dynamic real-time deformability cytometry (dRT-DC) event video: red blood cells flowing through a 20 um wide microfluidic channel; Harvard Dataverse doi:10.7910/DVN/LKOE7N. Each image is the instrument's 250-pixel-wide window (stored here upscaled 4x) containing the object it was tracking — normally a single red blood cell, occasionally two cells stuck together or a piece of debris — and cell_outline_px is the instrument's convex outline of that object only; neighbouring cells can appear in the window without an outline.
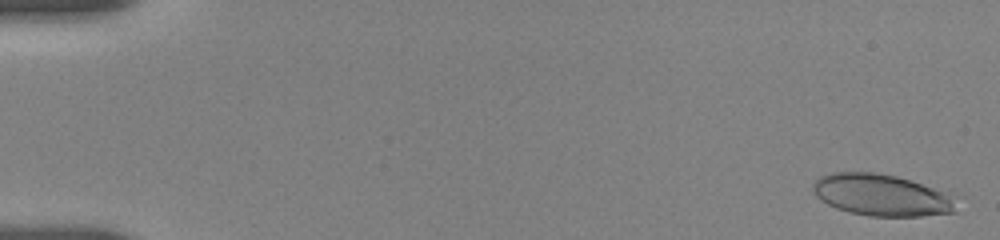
{"species": "human", "species_latin": "Homo sapiens", "temperature_condition": "room temperature", "stored_images_in_passage": 14, "camera_frame_rate_fps": 3000, "um_per_image_px": 0.085, "donor": {"sex": "female"}, "frame": {"image": 1, "passage_image": 2, "time_ms": 0.333, "image_size_px": [1000, 240], "cell_outline_px": [[956, 212], [920, 216], [868, 216], [848, 212], [836, 208], [820, 200], [816, 196], [812, 188], [812, 184], [820, 176], [832, 172], [872, 172], [896, 176], [932, 188], [956, 200]], "centroid_in_image_um": [74.85, 16.59], "position_along_channel_um": 10.2, "area_um2": 34.45}}
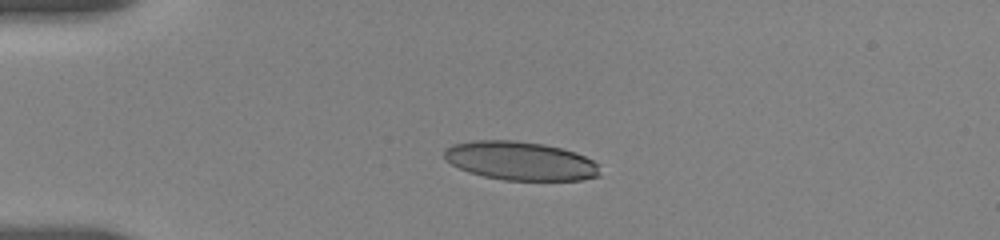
{"frame": {"image": 2, "passage_image": 13, "time_ms": 4.333, "image_size_px": [1000, 240], "cell_outline_px": [[600, 176], [580, 180], [504, 180], [484, 176], [468, 172], [452, 164], [444, 156], [444, 152], [452, 144], [472, 140], [516, 140], [544, 144], [564, 148], [576, 152], [592, 160], [596, 164], [600, 172]], "centroid_in_image_um": [44.24, 13.67], "position_along_channel_um": 40.8, "area_um2": 35.08}}